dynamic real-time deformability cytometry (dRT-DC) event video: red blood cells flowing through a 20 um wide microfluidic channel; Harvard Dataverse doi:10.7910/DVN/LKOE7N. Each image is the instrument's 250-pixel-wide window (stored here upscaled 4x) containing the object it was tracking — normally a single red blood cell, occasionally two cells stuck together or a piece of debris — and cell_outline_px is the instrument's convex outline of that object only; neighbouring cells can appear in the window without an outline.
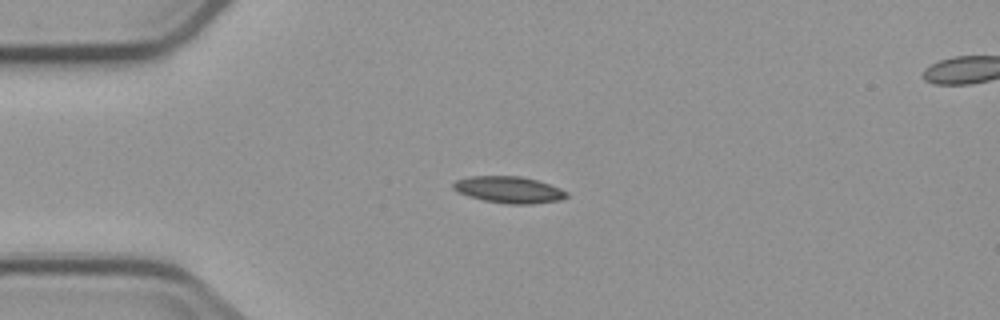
{"species": "common noctule bat (a hibernating species)", "species_latin": "Nyctalus noctula", "temperature_condition": "cold", "stored_images_in_passage": 4, "segment_of_instrument_passage": [1, 2], "camera_frame_rate_fps": 3000, "um_per_image_px": 0.085, "animal": {"sex": "male", "body_mass_g": 23.1, "forearm_length_mm": 52.7}, "frame": {"image": 1, "passage_image": 2, "time_ms": 1.333, "image_size_px": [1000, 320], "cell_outline_px": [[568, 196], [560, 200], [532, 204], [508, 204], [484, 200], [468, 196], [456, 192], [452, 188], [452, 184], [456, 180], [472, 176], [520, 176], [536, 180], [560, 188], [568, 192]], "centroid_in_image_um": [43.24, 16.13], "position_along_channel_um": 41.8, "area_um2": 17.57}}